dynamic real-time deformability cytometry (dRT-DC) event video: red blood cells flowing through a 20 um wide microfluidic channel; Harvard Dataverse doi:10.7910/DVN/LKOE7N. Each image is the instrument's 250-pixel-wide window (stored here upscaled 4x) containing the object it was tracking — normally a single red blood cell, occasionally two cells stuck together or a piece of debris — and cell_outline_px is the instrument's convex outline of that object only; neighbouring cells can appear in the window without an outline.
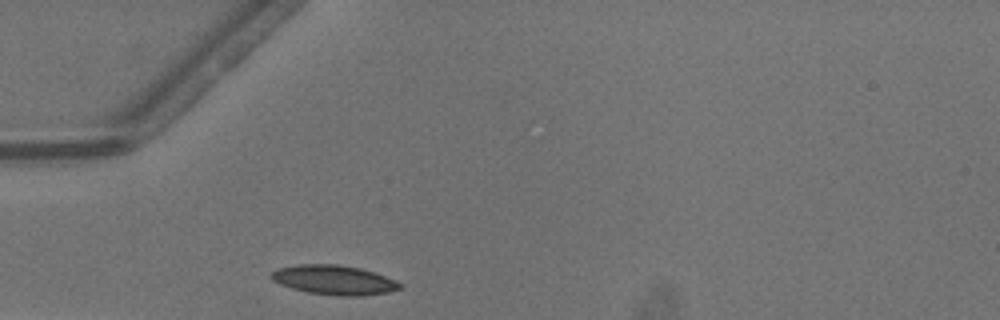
{"species": "common noctule bat (a hibernating species)", "species_latin": "Nyctalus noctula", "temperature_condition": "warm", "stored_images_in_passage": 24, "camera_frame_rate_fps": 3000, "um_per_image_px": 0.085, "animal": {"sex": "male", "body_mass_g": 13.3}, "frame": {"image": 1, "passage_image": 1, "time_ms": 0.0, "image_size_px": [1000, 320], "cell_outline_px": [[404, 288], [388, 292], [364, 296], [336, 296], [308, 292], [292, 288], [280, 284], [272, 280], [268, 276], [272, 272], [280, 268], [300, 264], [336, 264], [360, 268], [396, 280]], "centroid_in_image_um": [28.4, 23.81], "position_along_channel_um": 56.6, "area_um2": 22.08}}
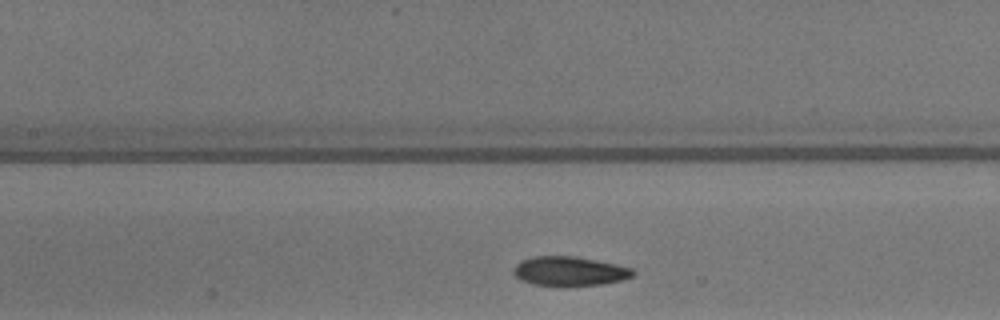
{"frame": {"image": 2, "passage_image": 9, "time_ms": 2.667, "image_size_px": [1000, 320], "cell_outline_px": [[636, 272], [632, 276], [620, 280], [604, 284], [532, 284], [520, 280], [512, 272], [516, 264], [520, 260], [532, 256], [576, 256], [616, 264], [632, 268]], "centroid_in_image_um": [48.39, 23.01], "position_along_channel_um": 159.0, "area_um2": 20.0}}
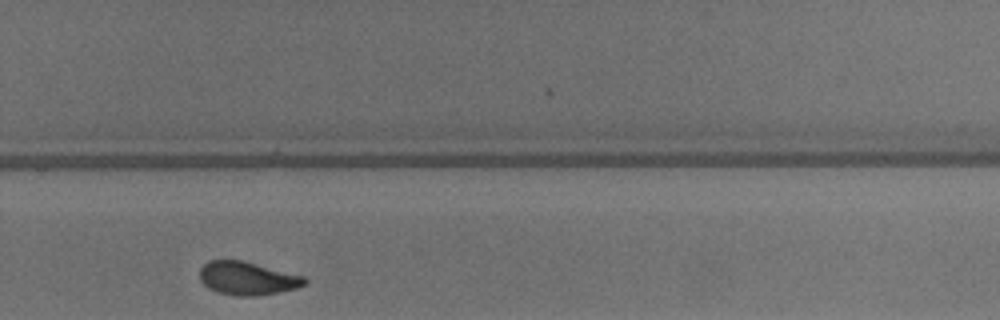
{"frame": {"image": 3, "passage_image": 20, "time_ms": 6.333, "image_size_px": [1000, 320], "cell_outline_px": [[308, 280], [304, 284], [296, 288], [280, 292], [256, 296], [236, 296], [220, 292], [208, 288], [200, 280], [200, 268], [208, 260], [240, 260], [304, 276]], "centroid_in_image_um": [21.01, 23.66], "position_along_channel_um": 308.8, "area_um2": 20.17}}